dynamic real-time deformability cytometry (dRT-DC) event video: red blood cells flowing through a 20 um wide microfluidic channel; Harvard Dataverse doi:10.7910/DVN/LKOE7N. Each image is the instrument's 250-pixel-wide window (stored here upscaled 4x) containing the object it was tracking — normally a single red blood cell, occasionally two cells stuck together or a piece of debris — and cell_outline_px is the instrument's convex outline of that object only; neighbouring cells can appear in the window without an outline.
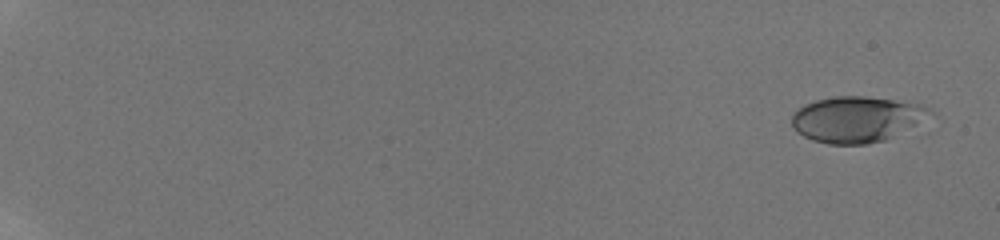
{"species": "human", "species_latin": "Homo sapiens", "temperature_condition": "room temperature", "stored_images_in_passage": 58, "camera_frame_rate_fps": 3000, "um_per_image_px": 0.085, "donor": {"sex": "male"}, "frame": {"image": 1, "passage_image": 3, "time_ms": 0.667, "image_size_px": [1000, 240], "cell_outline_px": [[932, 112], [920, 128], [884, 140], [868, 144], [828, 144], [812, 140], [804, 136], [792, 124], [792, 112], [804, 104], [816, 100], [836, 96], [864, 96], [924, 104]], "centroid_in_image_um": [72.92, 10.14], "position_along_channel_um": 12.1, "area_um2": 37.57}}
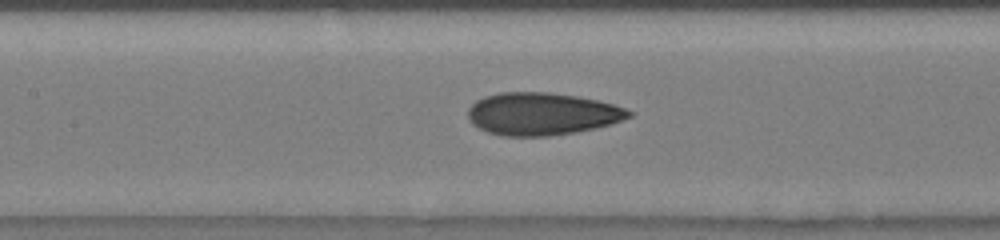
{"frame": {"image": 2, "passage_image": 32, "time_ms": 10.333, "image_size_px": [1000, 240], "cell_outline_px": [[632, 116], [596, 128], [576, 132], [548, 136], [504, 136], [488, 132], [472, 124], [468, 120], [468, 108], [476, 100], [484, 96], [500, 92], [548, 92], [576, 96], [596, 100], [612, 104], [624, 108], [632, 112]], "centroid_in_image_um": [46.02, 9.68], "position_along_channel_um": 161.4, "area_um2": 39.71}}
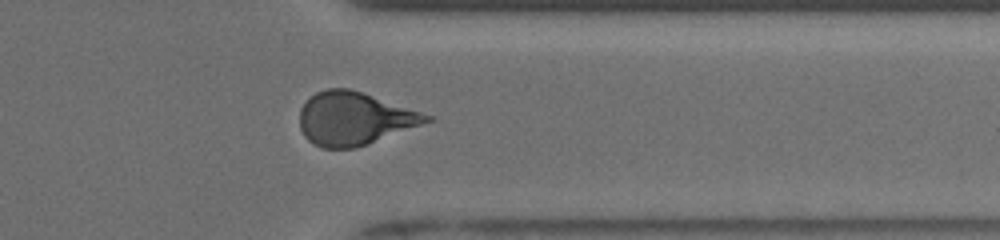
{"frame": {"image": 3, "passage_image": 49, "time_ms": 16.0, "image_size_px": [1000, 240], "cell_outline_px": [[436, 120], [352, 148], [320, 148], [312, 144], [304, 136], [300, 128], [300, 108], [316, 92], [328, 88], [348, 88], [432, 116]], "centroid_in_image_um": [30.08, 10.08], "position_along_channel_um": 381.3, "area_um2": 38.49}, "authors_computed_cell_mechanics": {"area_um2": 38.148, "velocity_mm_per_s": 3.8892, "shape_relaxation_time_tau1_ms": 5.4541, "shape_relaxation_time_tau2_ms": 1.3249, "deformation_change_tau1": 0.1758, "deformation_change_tau2": 0.0844}}